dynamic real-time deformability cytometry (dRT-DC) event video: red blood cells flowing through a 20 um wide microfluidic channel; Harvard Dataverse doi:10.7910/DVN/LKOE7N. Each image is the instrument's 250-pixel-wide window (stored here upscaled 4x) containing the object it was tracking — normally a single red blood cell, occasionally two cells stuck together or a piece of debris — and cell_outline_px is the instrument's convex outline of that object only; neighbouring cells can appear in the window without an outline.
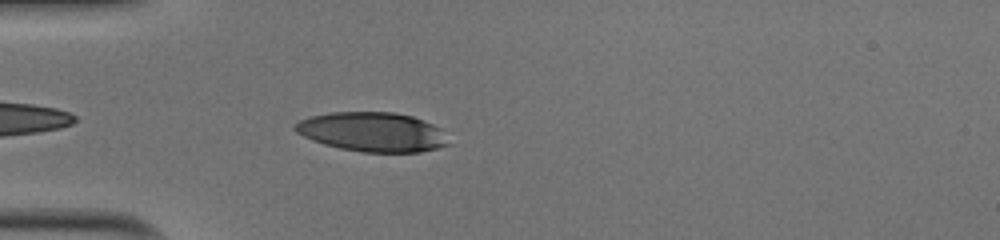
{"species": "human", "species_latin": "Homo sapiens", "temperature_condition": "cold", "stored_images_in_passage": 36, "camera_frame_rate_fps": 3000, "um_per_image_px": 0.085, "donor": {"sex": "male"}, "frame": {"image": 1, "passage_image": 3, "time_ms": 0.667, "image_size_px": [1000, 240], "cell_outline_px": [[452, 144], [420, 152], [364, 152], [340, 148], [324, 144], [312, 140], [296, 132], [292, 128], [300, 120], [312, 116], [332, 112], [392, 112], [412, 116], [432, 124], [440, 128]], "centroid_in_image_um": [31.68, 11.22], "position_along_channel_um": 53.3, "area_um2": 35.08}}
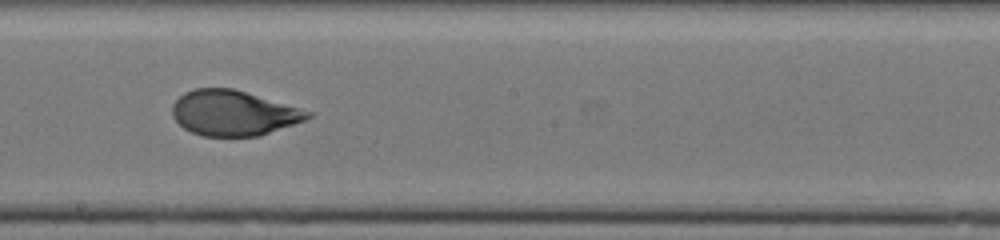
{"frame": {"image": 2, "passage_image": 17, "time_ms": 5.333, "image_size_px": [1000, 240], "cell_outline_px": [[312, 116], [304, 120], [260, 136], [204, 136], [192, 132], [184, 128], [172, 116], [172, 104], [184, 92], [196, 88], [232, 88], [300, 108], [312, 112]], "centroid_in_image_um": [19.82, 9.61], "position_along_channel_um": 228.4, "area_um2": 35.37}}
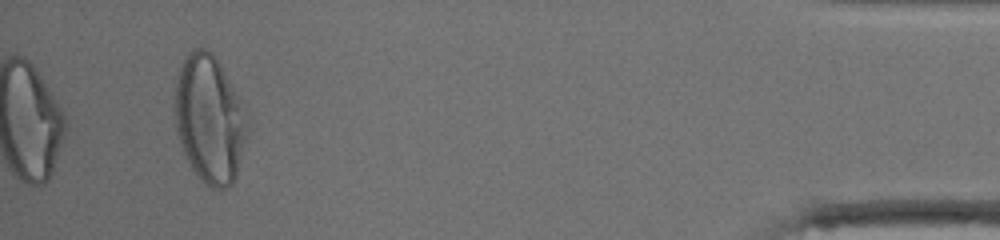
{"frame": {"image": 3, "passage_image": 36, "time_ms": 11.667, "image_size_px": [1000, 240], "cell_outline_px": [[248, 132], [236, 176], [232, 184], [228, 188], [212, 188], [204, 184], [200, 180], [192, 168], [184, 152], [176, 128], [176, 80], [180, 64], [184, 56], [192, 48], [204, 48], [212, 52], [220, 64], [244, 104], [248, 112]], "centroid_in_image_um": [17.84, 10.11], "position_along_channel_um": 417.4, "area_um2": 54.16}, "authors_computed_cell_mechanics": {"area_um2": 36.5296, "velocity_mm_per_s": 4.0154, "shape_relaxation_time_tau1_ms": 5.1991, "shape_relaxation_time_tau2_ms": null, "deformation_change_tau1": 0.231, "deformation_change_tau2": null}}